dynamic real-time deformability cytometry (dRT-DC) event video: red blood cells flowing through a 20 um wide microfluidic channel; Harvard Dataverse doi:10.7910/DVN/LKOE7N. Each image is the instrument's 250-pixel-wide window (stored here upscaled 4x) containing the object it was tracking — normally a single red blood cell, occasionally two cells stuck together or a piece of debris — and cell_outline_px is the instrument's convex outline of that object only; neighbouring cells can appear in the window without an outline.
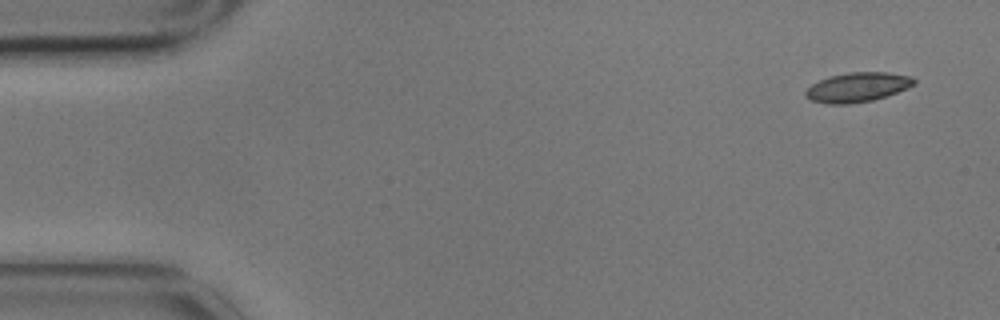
{"species": "common noctule bat (a hibernating species)", "species_latin": "Nyctalus noctula", "temperature_condition": "cold", "stored_images_in_passage": 6, "camera_frame_rate_fps": 3000, "um_per_image_px": 0.085, "animal": {"sex": "male", "body_mass_g": 17.9}, "frame": {"image": 1, "passage_image": 1, "time_ms": 0.0, "image_size_px": [1000, 320], "cell_outline_px": [[916, 84], [908, 88], [872, 100], [848, 104], [828, 104], [812, 100], [804, 96], [804, 92], [812, 84], [820, 80], [832, 76], [848, 72], [888, 72], [912, 76], [916, 80]], "centroid_in_image_um": [72.91, 7.41], "position_along_channel_um": 12.1, "area_um2": 18.55}}